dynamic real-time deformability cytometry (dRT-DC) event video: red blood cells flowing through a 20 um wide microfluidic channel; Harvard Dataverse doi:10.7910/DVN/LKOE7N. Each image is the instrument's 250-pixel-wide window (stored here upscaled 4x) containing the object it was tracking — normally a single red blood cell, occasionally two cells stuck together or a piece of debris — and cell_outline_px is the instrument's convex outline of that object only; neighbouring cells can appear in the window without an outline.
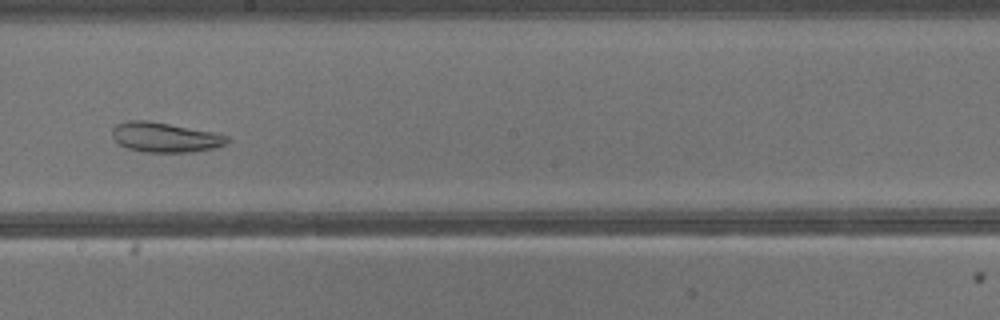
{"species": "common noctule bat (a hibernating species)", "species_latin": "Nyctalus noctula", "temperature_condition": "warm", "stored_images_in_passage": 41, "camera_frame_rate_fps": 3000, "um_per_image_px": 0.085, "animal": {"sex": "male", "body_mass_g": 13.3}, "frame": {"image": 1, "passage_image": 24, "time_ms": 7.667, "image_size_px": [1000, 320], "cell_outline_px": [[232, 140], [216, 148], [192, 152], [144, 152], [128, 148], [120, 144], [112, 136], [112, 128], [116, 124], [128, 120], [148, 120], [212, 132], [228, 136]], "centroid_in_image_um": [14.03, 11.67], "position_along_channel_um": 234.2, "area_um2": 19.94}}